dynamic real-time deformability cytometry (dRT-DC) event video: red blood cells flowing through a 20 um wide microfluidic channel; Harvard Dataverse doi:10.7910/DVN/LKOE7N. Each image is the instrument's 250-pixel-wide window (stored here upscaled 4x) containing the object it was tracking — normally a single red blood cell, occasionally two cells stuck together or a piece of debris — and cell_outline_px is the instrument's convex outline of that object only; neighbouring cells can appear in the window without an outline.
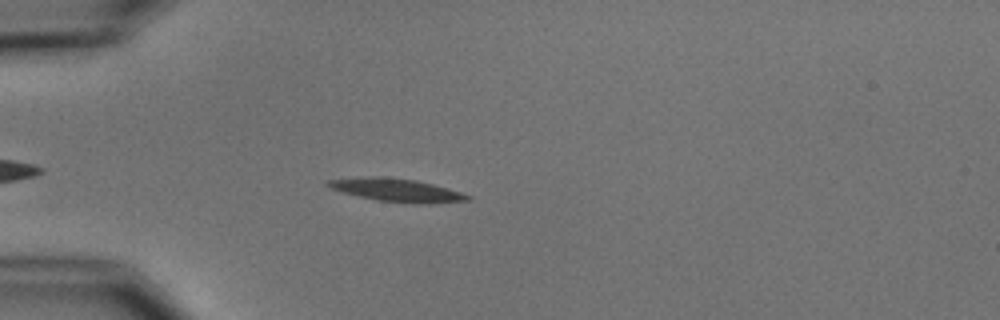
{"species": "common noctule bat (a hibernating species)", "species_latin": "Nyctalus noctula", "temperature_condition": "cold", "stored_images_in_passage": 5, "camera_frame_rate_fps": 3000, "um_per_image_px": 0.085, "animal": {"sex": "male", "body_mass_g": 15.6}, "frame": {"image": 1, "passage_image": 4, "time_ms": 3.667, "image_size_px": [1000, 320], "cell_outline_px": [[472, 200], [428, 204], [412, 204], [376, 200], [344, 192], [332, 188], [324, 184], [328, 180], [372, 176], [380, 176], [416, 180], [448, 188], [472, 196]], "centroid_in_image_um": [33.79, 16.17], "position_along_channel_um": 51.2, "area_um2": 18.73}}